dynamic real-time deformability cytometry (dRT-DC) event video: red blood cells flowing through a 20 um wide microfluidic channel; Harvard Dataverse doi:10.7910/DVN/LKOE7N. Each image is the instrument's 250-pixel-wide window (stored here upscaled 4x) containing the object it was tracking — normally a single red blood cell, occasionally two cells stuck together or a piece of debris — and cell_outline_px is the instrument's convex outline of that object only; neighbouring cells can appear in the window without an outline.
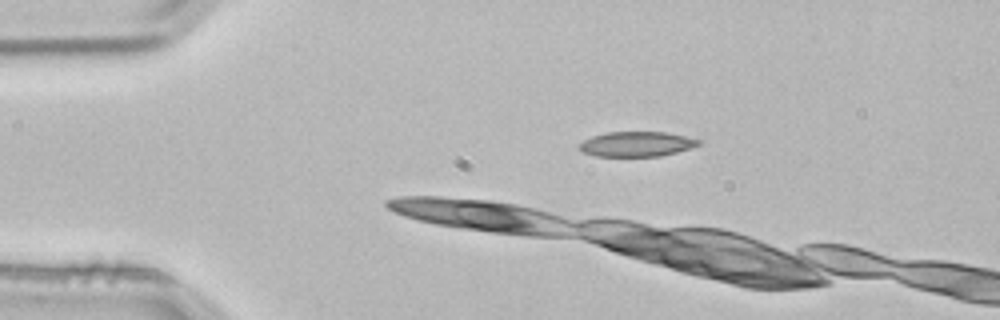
{"species": "common noctule bat (a hibernating species)", "species_latin": "Nyctalus noctula", "temperature_condition": "room temperature", "stored_images_in_passage": 3, "camera_frame_rate_fps": 3000, "um_per_image_px": 0.085, "animal": {"sex": "male", "body_mass_g": 21.5, "forearm_length_mm": 52.0}, "frame": {"image": 1, "passage_image": 3, "time_ms": 0.667, "image_size_px": [1000, 320], "cell_outline_px": [[700, 144], [692, 148], [660, 156], [596, 156], [584, 152], [580, 148], [580, 144], [584, 140], [592, 136], [608, 132], [668, 132], [700, 140]], "centroid_in_image_um": [54.14, 12.24], "position_along_channel_um": 30.9, "area_um2": 17.17}}